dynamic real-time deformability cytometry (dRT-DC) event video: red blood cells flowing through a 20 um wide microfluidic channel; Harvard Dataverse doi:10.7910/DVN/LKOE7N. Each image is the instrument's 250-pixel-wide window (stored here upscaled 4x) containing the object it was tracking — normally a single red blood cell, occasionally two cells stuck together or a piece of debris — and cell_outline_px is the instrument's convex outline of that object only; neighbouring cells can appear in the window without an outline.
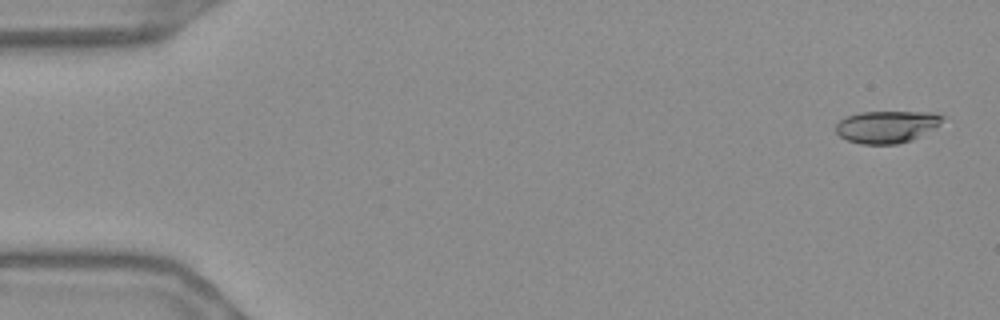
{"species": "Egyptian fruit bat (a non-hibernating species)", "species_latin": "Rousettus aegyptiacus", "temperature_condition": "warm", "stored_images_in_passage": 55, "camera_frame_rate_fps": 3000, "um_per_image_px": 0.085, "frame": {"image": 1, "passage_image": 2, "time_ms": 0.333, "image_size_px": [1000, 320], "cell_outline_px": [[944, 116], [940, 124], [912, 140], [896, 144], [860, 144], [848, 140], [840, 136], [836, 132], [836, 124], [844, 116], [860, 112], [932, 112]], "centroid_in_image_um": [75.34, 10.76], "position_along_channel_um": 9.7, "area_um2": 19.94}}
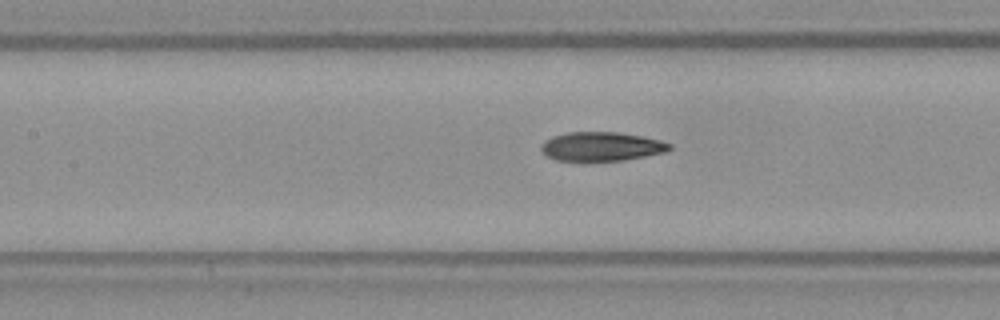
{"frame": {"image": 2, "passage_image": 25, "time_ms": 8.0, "image_size_px": [1000, 320], "cell_outline_px": [[672, 148], [664, 152], [624, 160], [556, 160], [548, 156], [540, 148], [540, 144], [544, 140], [552, 136], [568, 132], [620, 132], [644, 136], [660, 140], [672, 144]], "centroid_in_image_um": [51.13, 12.43], "position_along_channel_um": 156.3, "area_um2": 21.62}}
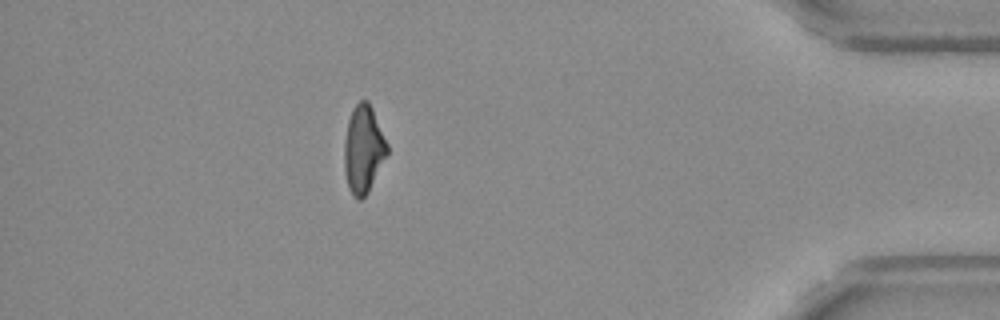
{"frame": {"image": 3, "passage_image": 49, "time_ms": 16.0, "image_size_px": [1000, 320], "cell_outline_px": [[388, 152], [368, 192], [360, 200], [356, 200], [352, 196], [348, 188], [344, 168], [344, 140], [348, 120], [352, 108], [360, 100], [368, 100], [372, 108], [388, 144]], "centroid_in_image_um": [30.87, 12.69], "position_along_channel_um": 404.3, "area_um2": 21.96}, "authors_computed_cell_mechanics": {"area_um2": 21.9062, "velocity_mm_per_s": 3.6862, "shape_relaxation_time_tau1_ms": 7.387, "shape_relaxation_time_tau2_ms": 3.0345, "deformation_change_tau1": 0.1943, "deformation_change_tau2": 0.1053}}